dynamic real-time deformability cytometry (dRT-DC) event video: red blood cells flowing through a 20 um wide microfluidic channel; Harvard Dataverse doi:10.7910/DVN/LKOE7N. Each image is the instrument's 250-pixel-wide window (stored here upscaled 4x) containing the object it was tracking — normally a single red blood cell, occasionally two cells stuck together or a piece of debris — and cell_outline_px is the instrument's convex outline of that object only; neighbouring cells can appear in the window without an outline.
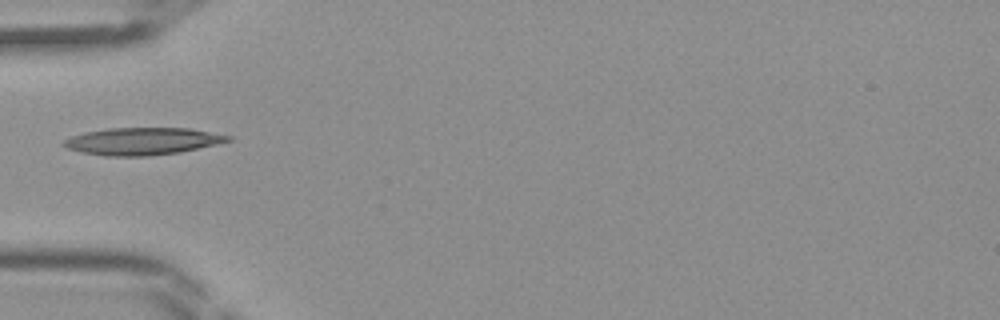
{"species": "Egyptian fruit bat (a non-hibernating species)", "species_latin": "Rousettus aegyptiacus", "temperature_condition": "room temperature", "stored_images_in_passage": 21, "camera_frame_rate_fps": 3000, "um_per_image_px": 0.085, "frame": {"image": 1, "passage_image": 1, "time_ms": 0.0, "image_size_px": [1000, 320], "cell_outline_px": [[232, 140], [216, 144], [180, 152], [148, 156], [104, 156], [80, 152], [68, 148], [60, 144], [64, 140], [72, 136], [84, 132], [108, 128], [188, 128], [232, 136]], "centroid_in_image_um": [12.07, 12.0], "position_along_channel_um": 72.9, "area_um2": 26.07}}
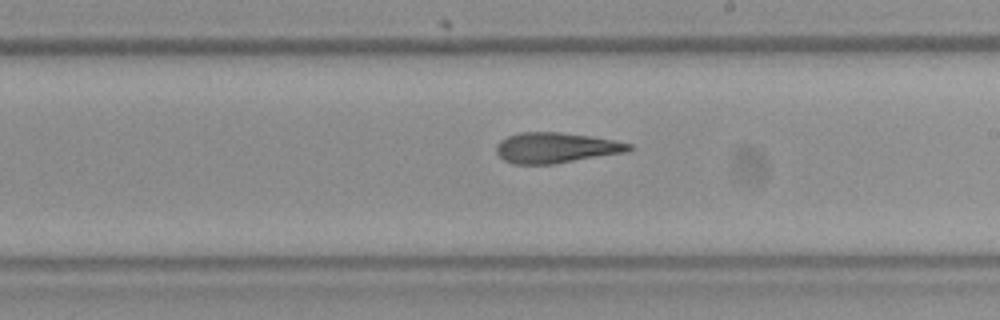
{"frame": {"image": 2, "passage_image": 12, "time_ms": 3.667, "image_size_px": [1000, 320], "cell_outline_px": [[636, 148], [628, 152], [552, 164], [512, 164], [504, 160], [496, 152], [496, 144], [500, 140], [508, 136], [520, 132], [560, 132], [592, 136], [616, 140], [632, 144]], "centroid_in_image_um": [47.29, 12.55], "position_along_channel_um": 241.7, "area_um2": 23.81}}
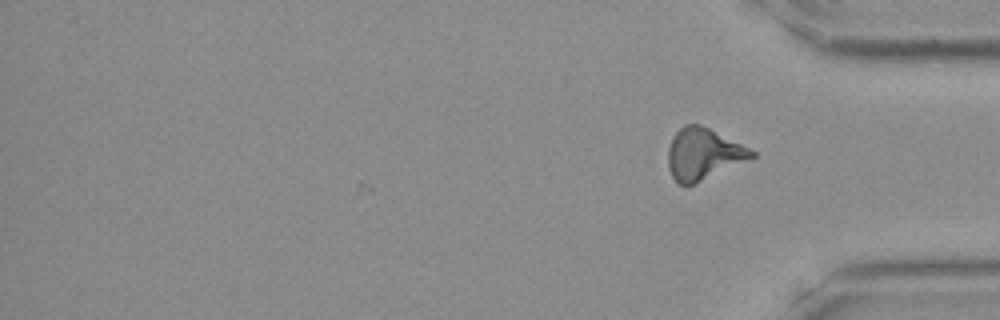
{"frame": {"image": 3, "passage_image": 21, "time_ms": 6.667, "image_size_px": [1000, 320], "cell_outline_px": [[756, 156], [692, 184], [680, 184], [672, 176], [668, 168], [668, 148], [676, 132], [684, 124], [700, 124], [756, 152]], "centroid_in_image_um": [59.74, 13.07], "position_along_channel_um": 375.5, "area_um2": 24.28}}